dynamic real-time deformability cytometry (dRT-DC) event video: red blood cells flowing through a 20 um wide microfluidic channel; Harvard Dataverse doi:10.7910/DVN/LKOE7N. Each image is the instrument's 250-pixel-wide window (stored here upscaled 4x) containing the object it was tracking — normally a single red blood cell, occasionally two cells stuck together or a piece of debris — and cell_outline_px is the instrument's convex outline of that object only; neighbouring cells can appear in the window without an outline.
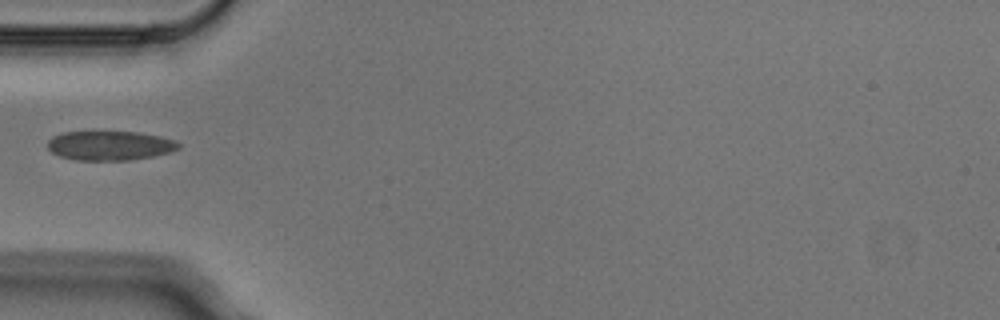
{"species": "Egyptian fruit bat (a non-hibernating species)", "species_latin": "Rousettus aegyptiacus", "temperature_condition": "cold", "stored_images_in_passage": 5, "camera_frame_rate_fps": 3000, "um_per_image_px": 0.085, "animal": {"sex": "male"}, "frame": {"image": 1, "passage_image": 5, "time_ms": 1.333, "image_size_px": [1000, 320], "cell_outline_px": [[180, 148], [172, 152], [132, 160], [76, 160], [60, 156], [52, 152], [48, 148], [48, 140], [52, 136], [60, 132], [140, 132], [160, 136], [176, 140], [180, 144]], "centroid_in_image_um": [9.36, 12.37], "position_along_channel_um": 75.6, "area_um2": 22.54}}